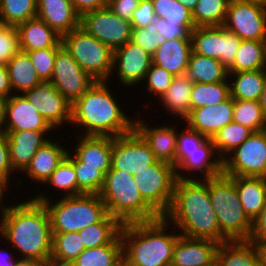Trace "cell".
Here are the masks:
<instances>
[{
    "label": "cell",
    "instance_id": "1",
    "mask_svg": "<svg viewBox=\"0 0 266 266\" xmlns=\"http://www.w3.org/2000/svg\"><path fill=\"white\" fill-rule=\"evenodd\" d=\"M0 217V238L20 252L18 257L41 260L50 266L51 221L43 203L24 199L9 205Z\"/></svg>",
    "mask_w": 266,
    "mask_h": 266
},
{
    "label": "cell",
    "instance_id": "2",
    "mask_svg": "<svg viewBox=\"0 0 266 266\" xmlns=\"http://www.w3.org/2000/svg\"><path fill=\"white\" fill-rule=\"evenodd\" d=\"M164 217L180 235L209 239L219 244L230 241L220 231L208 186L202 179L177 178L172 204Z\"/></svg>",
    "mask_w": 266,
    "mask_h": 266
},
{
    "label": "cell",
    "instance_id": "3",
    "mask_svg": "<svg viewBox=\"0 0 266 266\" xmlns=\"http://www.w3.org/2000/svg\"><path fill=\"white\" fill-rule=\"evenodd\" d=\"M109 86L108 81L94 82L72 105L71 124L81 127L80 135L117 137L134 130V117L121 110Z\"/></svg>",
    "mask_w": 266,
    "mask_h": 266
},
{
    "label": "cell",
    "instance_id": "4",
    "mask_svg": "<svg viewBox=\"0 0 266 266\" xmlns=\"http://www.w3.org/2000/svg\"><path fill=\"white\" fill-rule=\"evenodd\" d=\"M169 225L164 216L152 221L123 224L120 233L123 258L130 266H171L180 233L174 231L173 225V231H170Z\"/></svg>",
    "mask_w": 266,
    "mask_h": 266
},
{
    "label": "cell",
    "instance_id": "5",
    "mask_svg": "<svg viewBox=\"0 0 266 266\" xmlns=\"http://www.w3.org/2000/svg\"><path fill=\"white\" fill-rule=\"evenodd\" d=\"M107 213L122 224L152 221L161 217L142 197L133 175L110 169L99 194Z\"/></svg>",
    "mask_w": 266,
    "mask_h": 266
},
{
    "label": "cell",
    "instance_id": "6",
    "mask_svg": "<svg viewBox=\"0 0 266 266\" xmlns=\"http://www.w3.org/2000/svg\"><path fill=\"white\" fill-rule=\"evenodd\" d=\"M32 197L45 205L52 233L79 232L100 222L108 214L105 204L97 194L59 197L57 202L42 193Z\"/></svg>",
    "mask_w": 266,
    "mask_h": 266
},
{
    "label": "cell",
    "instance_id": "7",
    "mask_svg": "<svg viewBox=\"0 0 266 266\" xmlns=\"http://www.w3.org/2000/svg\"><path fill=\"white\" fill-rule=\"evenodd\" d=\"M208 186L220 231L230 240H248L252 221L246 215L233 179L224 173L202 179Z\"/></svg>",
    "mask_w": 266,
    "mask_h": 266
},
{
    "label": "cell",
    "instance_id": "8",
    "mask_svg": "<svg viewBox=\"0 0 266 266\" xmlns=\"http://www.w3.org/2000/svg\"><path fill=\"white\" fill-rule=\"evenodd\" d=\"M62 46L78 65L95 81H109L114 51L78 27L61 37Z\"/></svg>",
    "mask_w": 266,
    "mask_h": 266
},
{
    "label": "cell",
    "instance_id": "9",
    "mask_svg": "<svg viewBox=\"0 0 266 266\" xmlns=\"http://www.w3.org/2000/svg\"><path fill=\"white\" fill-rule=\"evenodd\" d=\"M143 199L160 215L170 209L177 180L175 167L169 163L156 161L133 175Z\"/></svg>",
    "mask_w": 266,
    "mask_h": 266
},
{
    "label": "cell",
    "instance_id": "10",
    "mask_svg": "<svg viewBox=\"0 0 266 266\" xmlns=\"http://www.w3.org/2000/svg\"><path fill=\"white\" fill-rule=\"evenodd\" d=\"M227 176L266 178V130L254 132L223 160Z\"/></svg>",
    "mask_w": 266,
    "mask_h": 266
},
{
    "label": "cell",
    "instance_id": "11",
    "mask_svg": "<svg viewBox=\"0 0 266 266\" xmlns=\"http://www.w3.org/2000/svg\"><path fill=\"white\" fill-rule=\"evenodd\" d=\"M80 27L113 51L131 40V22L114 14L109 7L84 13Z\"/></svg>",
    "mask_w": 266,
    "mask_h": 266
},
{
    "label": "cell",
    "instance_id": "12",
    "mask_svg": "<svg viewBox=\"0 0 266 266\" xmlns=\"http://www.w3.org/2000/svg\"><path fill=\"white\" fill-rule=\"evenodd\" d=\"M223 26L241 40L266 41V7L230 0Z\"/></svg>",
    "mask_w": 266,
    "mask_h": 266
},
{
    "label": "cell",
    "instance_id": "13",
    "mask_svg": "<svg viewBox=\"0 0 266 266\" xmlns=\"http://www.w3.org/2000/svg\"><path fill=\"white\" fill-rule=\"evenodd\" d=\"M156 161L148 143L135 129L130 133L112 137L110 169L123 170L134 175Z\"/></svg>",
    "mask_w": 266,
    "mask_h": 266
},
{
    "label": "cell",
    "instance_id": "14",
    "mask_svg": "<svg viewBox=\"0 0 266 266\" xmlns=\"http://www.w3.org/2000/svg\"><path fill=\"white\" fill-rule=\"evenodd\" d=\"M93 80L62 47L56 55L50 83L73 105L93 84Z\"/></svg>",
    "mask_w": 266,
    "mask_h": 266
},
{
    "label": "cell",
    "instance_id": "15",
    "mask_svg": "<svg viewBox=\"0 0 266 266\" xmlns=\"http://www.w3.org/2000/svg\"><path fill=\"white\" fill-rule=\"evenodd\" d=\"M23 95L54 130L71 125L72 105L50 82H42Z\"/></svg>",
    "mask_w": 266,
    "mask_h": 266
},
{
    "label": "cell",
    "instance_id": "16",
    "mask_svg": "<svg viewBox=\"0 0 266 266\" xmlns=\"http://www.w3.org/2000/svg\"><path fill=\"white\" fill-rule=\"evenodd\" d=\"M151 65L152 54L130 40L114 50L111 77L118 76L120 86L133 87L142 83Z\"/></svg>",
    "mask_w": 266,
    "mask_h": 266
},
{
    "label": "cell",
    "instance_id": "17",
    "mask_svg": "<svg viewBox=\"0 0 266 266\" xmlns=\"http://www.w3.org/2000/svg\"><path fill=\"white\" fill-rule=\"evenodd\" d=\"M175 170L178 179H208L223 173V160L218 156L212 139H207L198 150L185 151V157ZM196 172L202 176L196 178Z\"/></svg>",
    "mask_w": 266,
    "mask_h": 266
},
{
    "label": "cell",
    "instance_id": "18",
    "mask_svg": "<svg viewBox=\"0 0 266 266\" xmlns=\"http://www.w3.org/2000/svg\"><path fill=\"white\" fill-rule=\"evenodd\" d=\"M55 131L23 94H12L6 104L2 132Z\"/></svg>",
    "mask_w": 266,
    "mask_h": 266
},
{
    "label": "cell",
    "instance_id": "19",
    "mask_svg": "<svg viewBox=\"0 0 266 266\" xmlns=\"http://www.w3.org/2000/svg\"><path fill=\"white\" fill-rule=\"evenodd\" d=\"M233 106L234 99L230 96L220 104L193 109L181 124L186 121L190 129L213 139L220 129L233 122Z\"/></svg>",
    "mask_w": 266,
    "mask_h": 266
},
{
    "label": "cell",
    "instance_id": "20",
    "mask_svg": "<svg viewBox=\"0 0 266 266\" xmlns=\"http://www.w3.org/2000/svg\"><path fill=\"white\" fill-rule=\"evenodd\" d=\"M141 114H137L135 119L134 129L148 143L157 161H162L176 166V149H177V134L178 130L173 125L172 127L166 123L162 126L150 125L148 121L140 119Z\"/></svg>",
    "mask_w": 266,
    "mask_h": 266
},
{
    "label": "cell",
    "instance_id": "21",
    "mask_svg": "<svg viewBox=\"0 0 266 266\" xmlns=\"http://www.w3.org/2000/svg\"><path fill=\"white\" fill-rule=\"evenodd\" d=\"M219 243L180 235L173 250L171 266H215Z\"/></svg>",
    "mask_w": 266,
    "mask_h": 266
},
{
    "label": "cell",
    "instance_id": "22",
    "mask_svg": "<svg viewBox=\"0 0 266 266\" xmlns=\"http://www.w3.org/2000/svg\"><path fill=\"white\" fill-rule=\"evenodd\" d=\"M47 132L51 131L4 132L7 135L10 161L15 173L23 172L37 150L50 140L46 137Z\"/></svg>",
    "mask_w": 266,
    "mask_h": 266
},
{
    "label": "cell",
    "instance_id": "23",
    "mask_svg": "<svg viewBox=\"0 0 266 266\" xmlns=\"http://www.w3.org/2000/svg\"><path fill=\"white\" fill-rule=\"evenodd\" d=\"M37 17L61 37L80 27L81 16L71 0H37Z\"/></svg>",
    "mask_w": 266,
    "mask_h": 266
},
{
    "label": "cell",
    "instance_id": "24",
    "mask_svg": "<svg viewBox=\"0 0 266 266\" xmlns=\"http://www.w3.org/2000/svg\"><path fill=\"white\" fill-rule=\"evenodd\" d=\"M54 140L55 138L41 146L23 171L25 176L30 177L31 182L35 181L37 185H43L67 155L68 150L63 147V143Z\"/></svg>",
    "mask_w": 266,
    "mask_h": 266
},
{
    "label": "cell",
    "instance_id": "25",
    "mask_svg": "<svg viewBox=\"0 0 266 266\" xmlns=\"http://www.w3.org/2000/svg\"><path fill=\"white\" fill-rule=\"evenodd\" d=\"M191 52V38L166 40L152 54V64L164 68L173 76L183 75L188 68Z\"/></svg>",
    "mask_w": 266,
    "mask_h": 266
},
{
    "label": "cell",
    "instance_id": "26",
    "mask_svg": "<svg viewBox=\"0 0 266 266\" xmlns=\"http://www.w3.org/2000/svg\"><path fill=\"white\" fill-rule=\"evenodd\" d=\"M20 51L63 47L61 36L37 16L16 26Z\"/></svg>",
    "mask_w": 266,
    "mask_h": 266
},
{
    "label": "cell",
    "instance_id": "27",
    "mask_svg": "<svg viewBox=\"0 0 266 266\" xmlns=\"http://www.w3.org/2000/svg\"><path fill=\"white\" fill-rule=\"evenodd\" d=\"M76 138L79 141L73 149L74 152L68 148V154L73 161H84V165L91 166H111L112 137L79 135Z\"/></svg>",
    "mask_w": 266,
    "mask_h": 266
},
{
    "label": "cell",
    "instance_id": "28",
    "mask_svg": "<svg viewBox=\"0 0 266 266\" xmlns=\"http://www.w3.org/2000/svg\"><path fill=\"white\" fill-rule=\"evenodd\" d=\"M233 179L240 203L253 221L266 203V178L252 176H229Z\"/></svg>",
    "mask_w": 266,
    "mask_h": 266
},
{
    "label": "cell",
    "instance_id": "29",
    "mask_svg": "<svg viewBox=\"0 0 266 266\" xmlns=\"http://www.w3.org/2000/svg\"><path fill=\"white\" fill-rule=\"evenodd\" d=\"M13 94H23L42 83L26 52L19 51L6 63Z\"/></svg>",
    "mask_w": 266,
    "mask_h": 266
},
{
    "label": "cell",
    "instance_id": "30",
    "mask_svg": "<svg viewBox=\"0 0 266 266\" xmlns=\"http://www.w3.org/2000/svg\"><path fill=\"white\" fill-rule=\"evenodd\" d=\"M184 75L193 83L229 82L228 70L218 59L202 56L193 51Z\"/></svg>",
    "mask_w": 266,
    "mask_h": 266
},
{
    "label": "cell",
    "instance_id": "31",
    "mask_svg": "<svg viewBox=\"0 0 266 266\" xmlns=\"http://www.w3.org/2000/svg\"><path fill=\"white\" fill-rule=\"evenodd\" d=\"M192 85L193 82L189 81L184 74L173 77L169 89L159 97L161 105L169 115L183 120L190 113Z\"/></svg>",
    "mask_w": 266,
    "mask_h": 266
},
{
    "label": "cell",
    "instance_id": "32",
    "mask_svg": "<svg viewBox=\"0 0 266 266\" xmlns=\"http://www.w3.org/2000/svg\"><path fill=\"white\" fill-rule=\"evenodd\" d=\"M265 79L266 69L228 72L230 96L233 99L259 101Z\"/></svg>",
    "mask_w": 266,
    "mask_h": 266
},
{
    "label": "cell",
    "instance_id": "33",
    "mask_svg": "<svg viewBox=\"0 0 266 266\" xmlns=\"http://www.w3.org/2000/svg\"><path fill=\"white\" fill-rule=\"evenodd\" d=\"M122 223L107 214L100 222L79 231L85 249L105 244H123L120 236Z\"/></svg>",
    "mask_w": 266,
    "mask_h": 266
},
{
    "label": "cell",
    "instance_id": "34",
    "mask_svg": "<svg viewBox=\"0 0 266 266\" xmlns=\"http://www.w3.org/2000/svg\"><path fill=\"white\" fill-rule=\"evenodd\" d=\"M215 266H259L256 248L247 240L221 243L217 250Z\"/></svg>",
    "mask_w": 266,
    "mask_h": 266
},
{
    "label": "cell",
    "instance_id": "35",
    "mask_svg": "<svg viewBox=\"0 0 266 266\" xmlns=\"http://www.w3.org/2000/svg\"><path fill=\"white\" fill-rule=\"evenodd\" d=\"M192 51L202 56L218 59L224 47V26L195 27L191 33Z\"/></svg>",
    "mask_w": 266,
    "mask_h": 266
},
{
    "label": "cell",
    "instance_id": "36",
    "mask_svg": "<svg viewBox=\"0 0 266 266\" xmlns=\"http://www.w3.org/2000/svg\"><path fill=\"white\" fill-rule=\"evenodd\" d=\"M260 69H266V41L241 40L228 72Z\"/></svg>",
    "mask_w": 266,
    "mask_h": 266
},
{
    "label": "cell",
    "instance_id": "37",
    "mask_svg": "<svg viewBox=\"0 0 266 266\" xmlns=\"http://www.w3.org/2000/svg\"><path fill=\"white\" fill-rule=\"evenodd\" d=\"M85 250L79 232L52 233L50 266H68Z\"/></svg>",
    "mask_w": 266,
    "mask_h": 266
},
{
    "label": "cell",
    "instance_id": "38",
    "mask_svg": "<svg viewBox=\"0 0 266 266\" xmlns=\"http://www.w3.org/2000/svg\"><path fill=\"white\" fill-rule=\"evenodd\" d=\"M229 97V82H214L209 84L194 82L191 89L190 112L199 107L220 104Z\"/></svg>",
    "mask_w": 266,
    "mask_h": 266
},
{
    "label": "cell",
    "instance_id": "39",
    "mask_svg": "<svg viewBox=\"0 0 266 266\" xmlns=\"http://www.w3.org/2000/svg\"><path fill=\"white\" fill-rule=\"evenodd\" d=\"M123 257V244H105L83 250L70 266H114Z\"/></svg>",
    "mask_w": 266,
    "mask_h": 266
},
{
    "label": "cell",
    "instance_id": "40",
    "mask_svg": "<svg viewBox=\"0 0 266 266\" xmlns=\"http://www.w3.org/2000/svg\"><path fill=\"white\" fill-rule=\"evenodd\" d=\"M254 132L237 122H231L218 131L212 139L220 159L224 160Z\"/></svg>",
    "mask_w": 266,
    "mask_h": 266
},
{
    "label": "cell",
    "instance_id": "41",
    "mask_svg": "<svg viewBox=\"0 0 266 266\" xmlns=\"http://www.w3.org/2000/svg\"><path fill=\"white\" fill-rule=\"evenodd\" d=\"M111 166L84 165V161H74V170L78 182V195L100 194L105 174Z\"/></svg>",
    "mask_w": 266,
    "mask_h": 266
},
{
    "label": "cell",
    "instance_id": "42",
    "mask_svg": "<svg viewBox=\"0 0 266 266\" xmlns=\"http://www.w3.org/2000/svg\"><path fill=\"white\" fill-rule=\"evenodd\" d=\"M230 0H198L192 12L195 27L223 25Z\"/></svg>",
    "mask_w": 266,
    "mask_h": 266
},
{
    "label": "cell",
    "instance_id": "43",
    "mask_svg": "<svg viewBox=\"0 0 266 266\" xmlns=\"http://www.w3.org/2000/svg\"><path fill=\"white\" fill-rule=\"evenodd\" d=\"M233 122L248 127L253 132L266 130V116L259 101L234 99Z\"/></svg>",
    "mask_w": 266,
    "mask_h": 266
},
{
    "label": "cell",
    "instance_id": "44",
    "mask_svg": "<svg viewBox=\"0 0 266 266\" xmlns=\"http://www.w3.org/2000/svg\"><path fill=\"white\" fill-rule=\"evenodd\" d=\"M37 16V0H1L0 24L17 26Z\"/></svg>",
    "mask_w": 266,
    "mask_h": 266
},
{
    "label": "cell",
    "instance_id": "45",
    "mask_svg": "<svg viewBox=\"0 0 266 266\" xmlns=\"http://www.w3.org/2000/svg\"><path fill=\"white\" fill-rule=\"evenodd\" d=\"M45 184L56 188L53 190L63 191V197L78 196V182L74 170V161L68 152L43 185Z\"/></svg>",
    "mask_w": 266,
    "mask_h": 266
},
{
    "label": "cell",
    "instance_id": "46",
    "mask_svg": "<svg viewBox=\"0 0 266 266\" xmlns=\"http://www.w3.org/2000/svg\"><path fill=\"white\" fill-rule=\"evenodd\" d=\"M156 17L167 23H194L192 12L177 0H151Z\"/></svg>",
    "mask_w": 266,
    "mask_h": 266
},
{
    "label": "cell",
    "instance_id": "47",
    "mask_svg": "<svg viewBox=\"0 0 266 266\" xmlns=\"http://www.w3.org/2000/svg\"><path fill=\"white\" fill-rule=\"evenodd\" d=\"M61 48L62 47H51L34 51H23L29 55L37 76L42 82H50L56 55Z\"/></svg>",
    "mask_w": 266,
    "mask_h": 266
},
{
    "label": "cell",
    "instance_id": "48",
    "mask_svg": "<svg viewBox=\"0 0 266 266\" xmlns=\"http://www.w3.org/2000/svg\"><path fill=\"white\" fill-rule=\"evenodd\" d=\"M173 75L170 72H167L164 68H161L157 65L152 64L149 70L147 71L143 84L145 83V91L151 93L156 98L160 97L165 91H167L173 80Z\"/></svg>",
    "mask_w": 266,
    "mask_h": 266
},
{
    "label": "cell",
    "instance_id": "49",
    "mask_svg": "<svg viewBox=\"0 0 266 266\" xmlns=\"http://www.w3.org/2000/svg\"><path fill=\"white\" fill-rule=\"evenodd\" d=\"M131 41L153 54L166 39L157 33V26L152 22L145 28H132Z\"/></svg>",
    "mask_w": 266,
    "mask_h": 266
},
{
    "label": "cell",
    "instance_id": "50",
    "mask_svg": "<svg viewBox=\"0 0 266 266\" xmlns=\"http://www.w3.org/2000/svg\"><path fill=\"white\" fill-rule=\"evenodd\" d=\"M20 51L19 36L16 26L0 24V66Z\"/></svg>",
    "mask_w": 266,
    "mask_h": 266
},
{
    "label": "cell",
    "instance_id": "51",
    "mask_svg": "<svg viewBox=\"0 0 266 266\" xmlns=\"http://www.w3.org/2000/svg\"><path fill=\"white\" fill-rule=\"evenodd\" d=\"M186 129L180 130L181 133L177 134V149H176V165L185 157V151L198 150L207 138L190 129L188 126H184Z\"/></svg>",
    "mask_w": 266,
    "mask_h": 266
},
{
    "label": "cell",
    "instance_id": "52",
    "mask_svg": "<svg viewBox=\"0 0 266 266\" xmlns=\"http://www.w3.org/2000/svg\"><path fill=\"white\" fill-rule=\"evenodd\" d=\"M154 23L157 26V33L166 40L191 38L190 33L195 28L194 23H167L165 19L159 17H156Z\"/></svg>",
    "mask_w": 266,
    "mask_h": 266
},
{
    "label": "cell",
    "instance_id": "53",
    "mask_svg": "<svg viewBox=\"0 0 266 266\" xmlns=\"http://www.w3.org/2000/svg\"><path fill=\"white\" fill-rule=\"evenodd\" d=\"M156 15L151 0H141L138 7L133 11L132 28H145L154 22Z\"/></svg>",
    "mask_w": 266,
    "mask_h": 266
},
{
    "label": "cell",
    "instance_id": "54",
    "mask_svg": "<svg viewBox=\"0 0 266 266\" xmlns=\"http://www.w3.org/2000/svg\"><path fill=\"white\" fill-rule=\"evenodd\" d=\"M241 39L233 32L224 27V47L221 54V64L228 69L235 58Z\"/></svg>",
    "mask_w": 266,
    "mask_h": 266
},
{
    "label": "cell",
    "instance_id": "55",
    "mask_svg": "<svg viewBox=\"0 0 266 266\" xmlns=\"http://www.w3.org/2000/svg\"><path fill=\"white\" fill-rule=\"evenodd\" d=\"M14 173L10 161L7 135L0 130V178L9 185L11 184L10 180H12L10 177Z\"/></svg>",
    "mask_w": 266,
    "mask_h": 266
},
{
    "label": "cell",
    "instance_id": "56",
    "mask_svg": "<svg viewBox=\"0 0 266 266\" xmlns=\"http://www.w3.org/2000/svg\"><path fill=\"white\" fill-rule=\"evenodd\" d=\"M141 0H109L108 7L120 18L132 20L133 11L138 7Z\"/></svg>",
    "mask_w": 266,
    "mask_h": 266
},
{
    "label": "cell",
    "instance_id": "57",
    "mask_svg": "<svg viewBox=\"0 0 266 266\" xmlns=\"http://www.w3.org/2000/svg\"><path fill=\"white\" fill-rule=\"evenodd\" d=\"M247 241H266V203L259 215L252 221V230Z\"/></svg>",
    "mask_w": 266,
    "mask_h": 266
},
{
    "label": "cell",
    "instance_id": "58",
    "mask_svg": "<svg viewBox=\"0 0 266 266\" xmlns=\"http://www.w3.org/2000/svg\"><path fill=\"white\" fill-rule=\"evenodd\" d=\"M75 11L82 16L89 11L108 7L109 0H71Z\"/></svg>",
    "mask_w": 266,
    "mask_h": 266
},
{
    "label": "cell",
    "instance_id": "59",
    "mask_svg": "<svg viewBox=\"0 0 266 266\" xmlns=\"http://www.w3.org/2000/svg\"><path fill=\"white\" fill-rule=\"evenodd\" d=\"M13 94L6 65L0 66V95L10 97Z\"/></svg>",
    "mask_w": 266,
    "mask_h": 266
},
{
    "label": "cell",
    "instance_id": "60",
    "mask_svg": "<svg viewBox=\"0 0 266 266\" xmlns=\"http://www.w3.org/2000/svg\"><path fill=\"white\" fill-rule=\"evenodd\" d=\"M9 251H5L1 248L0 250V266H16V263L19 259V257L14 256V254H8ZM15 257V258H14Z\"/></svg>",
    "mask_w": 266,
    "mask_h": 266
},
{
    "label": "cell",
    "instance_id": "61",
    "mask_svg": "<svg viewBox=\"0 0 266 266\" xmlns=\"http://www.w3.org/2000/svg\"><path fill=\"white\" fill-rule=\"evenodd\" d=\"M250 243H253L254 247L256 248L259 266H266V241Z\"/></svg>",
    "mask_w": 266,
    "mask_h": 266
},
{
    "label": "cell",
    "instance_id": "62",
    "mask_svg": "<svg viewBox=\"0 0 266 266\" xmlns=\"http://www.w3.org/2000/svg\"><path fill=\"white\" fill-rule=\"evenodd\" d=\"M10 185H8L4 180H2L0 178V215L7 209L8 205L5 204V206L3 205L5 202V195L4 192L6 193V191L8 192ZM8 189V190H7ZM4 200V202H3ZM2 210V211H1Z\"/></svg>",
    "mask_w": 266,
    "mask_h": 266
},
{
    "label": "cell",
    "instance_id": "63",
    "mask_svg": "<svg viewBox=\"0 0 266 266\" xmlns=\"http://www.w3.org/2000/svg\"><path fill=\"white\" fill-rule=\"evenodd\" d=\"M16 266H49L46 262L35 259L19 258Z\"/></svg>",
    "mask_w": 266,
    "mask_h": 266
},
{
    "label": "cell",
    "instance_id": "64",
    "mask_svg": "<svg viewBox=\"0 0 266 266\" xmlns=\"http://www.w3.org/2000/svg\"><path fill=\"white\" fill-rule=\"evenodd\" d=\"M7 101H8V97L0 95V130L2 129L4 120H5Z\"/></svg>",
    "mask_w": 266,
    "mask_h": 266
},
{
    "label": "cell",
    "instance_id": "65",
    "mask_svg": "<svg viewBox=\"0 0 266 266\" xmlns=\"http://www.w3.org/2000/svg\"><path fill=\"white\" fill-rule=\"evenodd\" d=\"M259 104L262 108L263 113L266 116V79H265V83H264L263 92L259 98Z\"/></svg>",
    "mask_w": 266,
    "mask_h": 266
},
{
    "label": "cell",
    "instance_id": "66",
    "mask_svg": "<svg viewBox=\"0 0 266 266\" xmlns=\"http://www.w3.org/2000/svg\"><path fill=\"white\" fill-rule=\"evenodd\" d=\"M177 1H180V3L191 12H193L196 3L198 2V0H177Z\"/></svg>",
    "mask_w": 266,
    "mask_h": 266
},
{
    "label": "cell",
    "instance_id": "67",
    "mask_svg": "<svg viewBox=\"0 0 266 266\" xmlns=\"http://www.w3.org/2000/svg\"><path fill=\"white\" fill-rule=\"evenodd\" d=\"M249 3L259 4L261 6L266 7V0H244Z\"/></svg>",
    "mask_w": 266,
    "mask_h": 266
},
{
    "label": "cell",
    "instance_id": "68",
    "mask_svg": "<svg viewBox=\"0 0 266 266\" xmlns=\"http://www.w3.org/2000/svg\"><path fill=\"white\" fill-rule=\"evenodd\" d=\"M114 266H130V264L122 257Z\"/></svg>",
    "mask_w": 266,
    "mask_h": 266
}]
</instances>
